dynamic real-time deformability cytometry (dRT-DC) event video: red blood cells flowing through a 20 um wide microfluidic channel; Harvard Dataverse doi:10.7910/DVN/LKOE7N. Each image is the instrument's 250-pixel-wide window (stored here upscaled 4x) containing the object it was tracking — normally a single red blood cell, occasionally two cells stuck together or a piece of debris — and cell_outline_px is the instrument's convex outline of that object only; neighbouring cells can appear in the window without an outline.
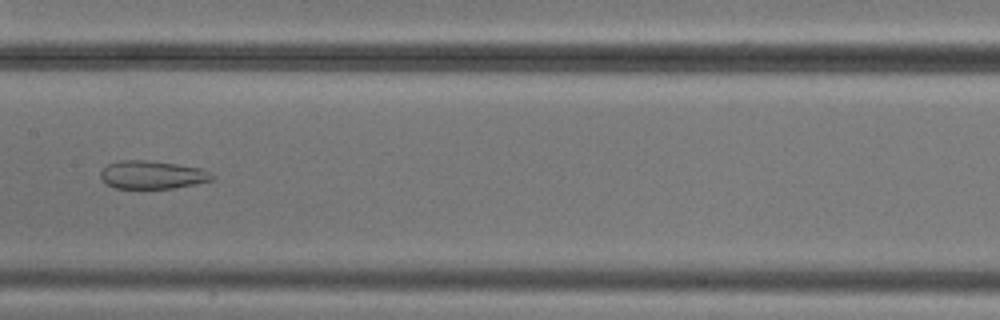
{"species": "common noctule bat (a hibernating species)", "species_latin": "Nyctalus noctula", "temperature_condition": "cold", "stored_images_in_passage": 7, "camera_frame_rate_fps": 3000, "um_per_image_px": 0.085, "animal": {"sex": "male", "body_mass_g": 20.5, "forearm_length_mm": 52.5}, "frame": {"image": 1, "passage_image": 7, "time_ms": 8.333, "image_size_px": [1000, 320], "cell_outline_px": [[216, 176], [212, 180], [172, 188], [116, 188], [108, 184], [100, 176], [100, 172], [108, 164], [120, 160], [148, 160], [176, 164], [200, 168], [212, 172]], "centroid_in_image_um": [12.96, 14.85], "position_along_channel_um": 194.4, "area_um2": 18.09}}